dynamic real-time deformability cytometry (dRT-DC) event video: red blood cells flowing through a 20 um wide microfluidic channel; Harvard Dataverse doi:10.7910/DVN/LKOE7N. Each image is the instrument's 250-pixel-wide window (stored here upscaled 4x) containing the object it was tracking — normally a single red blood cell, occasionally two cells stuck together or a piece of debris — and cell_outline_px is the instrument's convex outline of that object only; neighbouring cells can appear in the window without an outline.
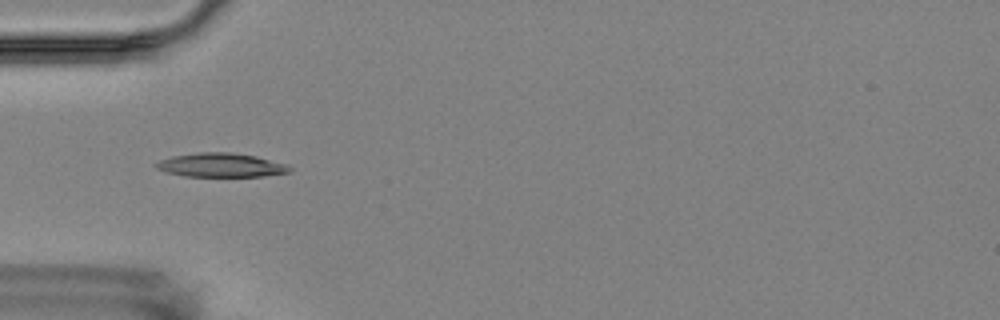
{"species": "Egyptian fruit bat (a non-hibernating species)", "species_latin": "Rousettus aegyptiacus", "temperature_condition": "room temperature", "stored_images_in_passage": 5, "camera_frame_rate_fps": 3000, "um_per_image_px": 0.085, "animal": {"sex": "female"}, "frame": {"image": 1, "passage_image": 3, "time_ms": 3.333, "image_size_px": [1000, 320], "cell_outline_px": [[292, 172], [264, 176], [184, 176], [164, 172], [156, 168], [152, 164], [160, 160], [172, 156], [196, 152], [232, 152], [256, 156], [288, 164], [292, 168]], "centroid_in_image_um": [18.78, 14.03], "position_along_channel_um": 66.2, "area_um2": 18.9}}
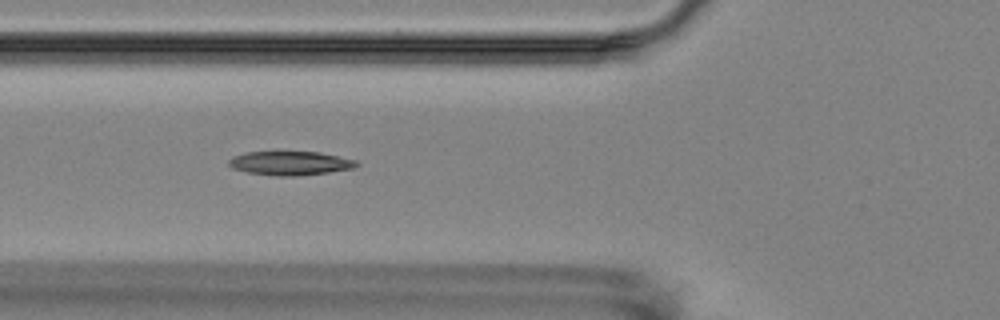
{"frame": {"image": 2, "passage_image": 4, "time_ms": 4.333, "image_size_px": [1000, 320], "cell_outline_px": [[360, 164], [352, 168], [328, 172], [296, 176], [276, 176], [248, 172], [232, 168], [228, 164], [228, 160], [232, 156], [248, 152], [320, 152], [356, 160]], "centroid_in_image_um": [24.65, 13.87], "position_along_channel_um": 101.2, "area_um2": 17.69}}